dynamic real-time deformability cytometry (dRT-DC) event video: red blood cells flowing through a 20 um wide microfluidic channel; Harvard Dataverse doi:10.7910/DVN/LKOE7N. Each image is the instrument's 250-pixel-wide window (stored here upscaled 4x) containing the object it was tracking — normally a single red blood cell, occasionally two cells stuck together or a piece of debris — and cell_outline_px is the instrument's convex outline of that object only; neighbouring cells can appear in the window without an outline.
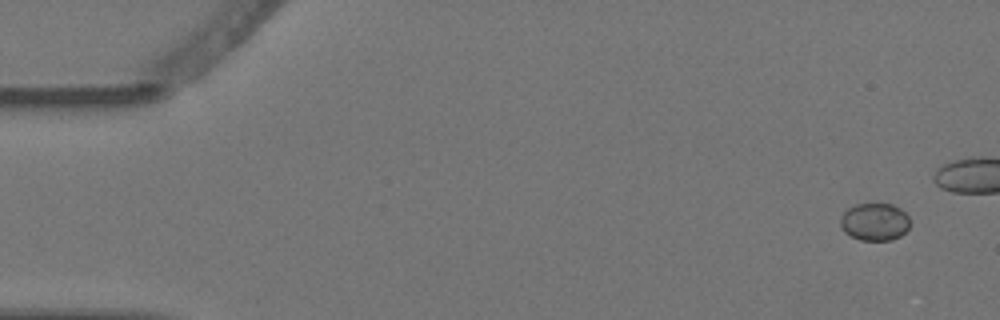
{"species": "Egyptian fruit bat (a non-hibernating species)", "species_latin": "Rousettus aegyptiacus", "temperature_condition": "warm", "stored_images_in_passage": 7, "camera_frame_rate_fps": 3000, "um_per_image_px": 0.085, "animal": {"sex": "female"}, "frame": {"image": 1, "passage_image": 1, "time_ms": 0.0, "image_size_px": [1000, 320], "cell_outline_px": [[908, 228], [900, 236], [892, 240], [860, 240], [844, 232], [840, 228], [840, 220], [844, 212], [848, 208], [856, 204], [892, 204], [900, 208], [908, 216]], "centroid_in_image_um": [74.32, 18.86], "position_along_channel_um": 10.7, "area_um2": 15.14}}
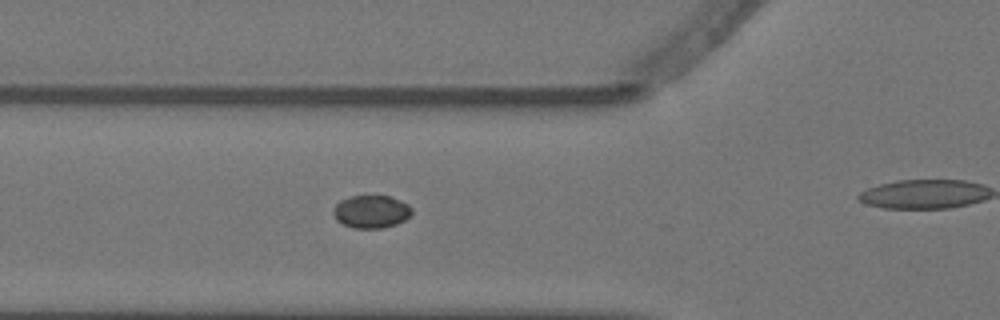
{"frame": {"image": 2, "passage_image": 6, "time_ms": 1.667, "image_size_px": [1000, 320], "cell_outline_px": [[412, 212], [404, 220], [396, 224], [384, 228], [352, 228], [336, 220], [332, 212], [332, 208], [340, 200], [348, 196], [392, 196], [408, 204], [412, 208]], "centroid_in_image_um": [31.53, 17.98], "position_along_channel_um": 94.3, "area_um2": 15.14}}